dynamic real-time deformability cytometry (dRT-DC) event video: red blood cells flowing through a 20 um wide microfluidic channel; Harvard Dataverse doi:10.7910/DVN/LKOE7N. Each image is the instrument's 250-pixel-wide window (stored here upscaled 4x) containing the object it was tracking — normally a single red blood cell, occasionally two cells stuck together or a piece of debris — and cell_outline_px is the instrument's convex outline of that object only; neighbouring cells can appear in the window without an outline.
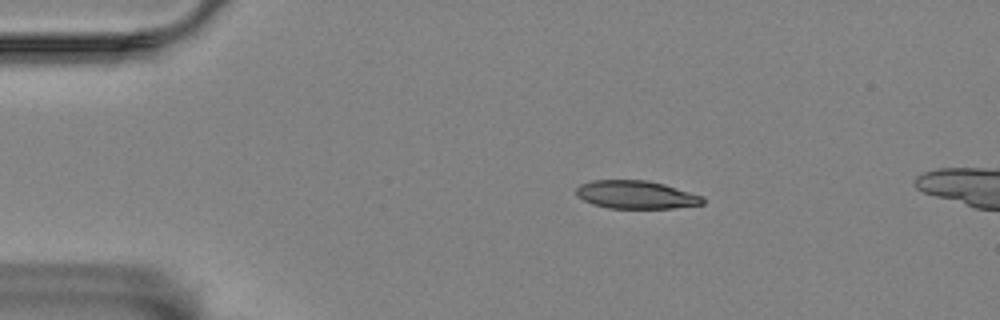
{"species": "Egyptian fruit bat (a non-hibernating species)", "species_latin": "Rousettus aegyptiacus", "temperature_condition": "room temperature", "stored_images_in_passage": 16, "camera_frame_rate_fps": 3000, "um_per_image_px": 0.085, "animal": {"sex": "female"}, "frame": {"image": 1, "passage_image": 10, "time_ms": 3.0, "image_size_px": [1000, 320], "cell_outline_px": [[704, 204], [672, 208], [608, 208], [592, 204], [576, 196], [576, 188], [580, 184], [592, 180], [648, 180], [664, 184], [704, 196]], "centroid_in_image_um": [54.06, 16.55], "position_along_channel_um": 30.9, "area_um2": 20.81}}